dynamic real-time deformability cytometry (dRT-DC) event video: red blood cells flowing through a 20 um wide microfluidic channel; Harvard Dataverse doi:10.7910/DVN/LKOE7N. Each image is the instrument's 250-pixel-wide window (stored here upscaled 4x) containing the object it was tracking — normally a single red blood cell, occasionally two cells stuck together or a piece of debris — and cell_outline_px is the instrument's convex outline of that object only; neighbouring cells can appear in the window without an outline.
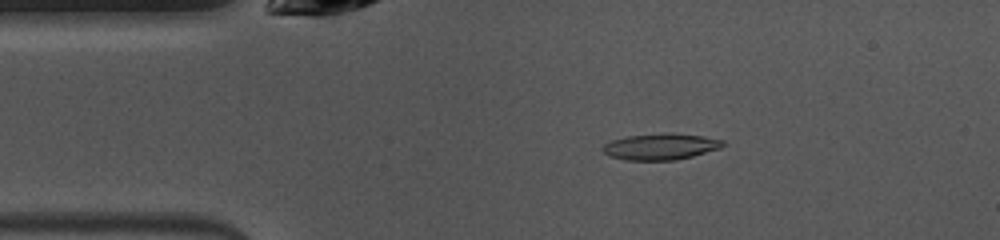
{"species": "common noctule bat (a hibernating species)", "species_latin": "Nyctalus noctula", "temperature_condition": "warm", "stored_images_in_passage": 48, "camera_frame_rate_fps": 3000, "um_per_image_px": 0.085, "animal": {"sex": "female", "body_mass_g": 10.0, "forearm_length_mm": 53.1}, "frame": {"image": 1, "passage_image": 8, "time_ms": 2.333, "image_size_px": [1000, 240], "cell_outline_px": [[724, 144], [720, 148], [692, 156], [676, 160], [624, 160], [608, 156], [600, 148], [604, 144], [612, 140], [628, 136], [668, 132], [704, 136], [724, 140]], "centroid_in_image_um": [56.13, 12.46], "position_along_channel_um": 28.9, "area_um2": 18.5}}
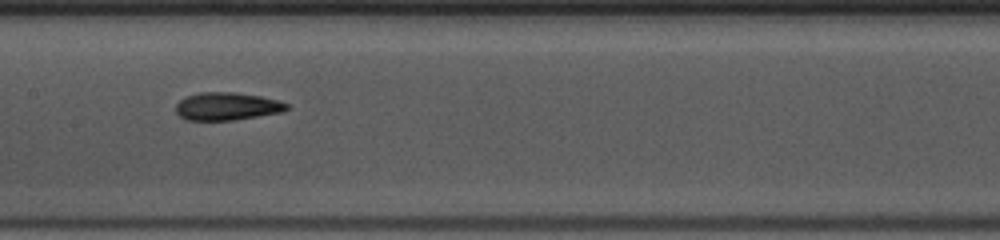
{"frame": {"image": 2, "passage_image": 22, "time_ms": 7.0, "image_size_px": [1000, 240], "cell_outline_px": [[288, 108], [280, 112], [236, 120], [188, 120], [180, 116], [176, 112], [176, 104], [180, 100], [188, 96], [200, 92], [236, 92], [260, 96], [280, 100], [288, 104]], "centroid_in_image_um": [19.3, 9.03], "position_along_channel_um": 188.1, "area_um2": 17.92}}
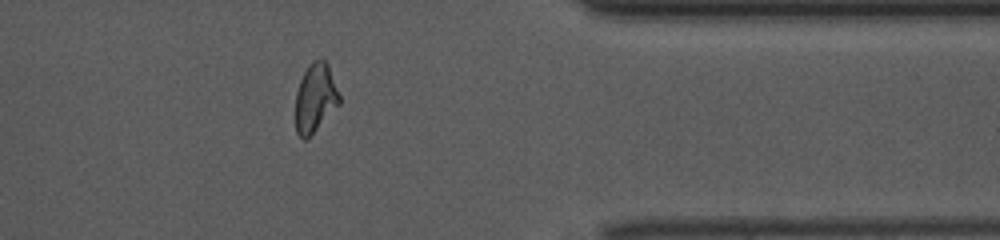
{"frame": {"image": 3, "passage_image": 38, "time_ms": 12.333, "image_size_px": [1000, 240], "cell_outline_px": [[340, 104], [304, 140], [296, 132], [296, 92], [300, 80], [308, 64], [312, 60], [320, 56], [328, 64], [340, 96]], "centroid_in_image_um": [26.8, 8.25], "position_along_channel_um": 384.6, "area_um2": 17.4}, "authors_computed_cell_mechanics": {"area_um2": 18.0336, "velocity_mm_per_s": 4.0409, "shape_relaxation_time_tau1_ms": 3.8, "shape_relaxation_time_tau2_ms": 2.4783, "deformation_change_tau1": 0.1801, "deformation_change_tau2": 0.0828}}